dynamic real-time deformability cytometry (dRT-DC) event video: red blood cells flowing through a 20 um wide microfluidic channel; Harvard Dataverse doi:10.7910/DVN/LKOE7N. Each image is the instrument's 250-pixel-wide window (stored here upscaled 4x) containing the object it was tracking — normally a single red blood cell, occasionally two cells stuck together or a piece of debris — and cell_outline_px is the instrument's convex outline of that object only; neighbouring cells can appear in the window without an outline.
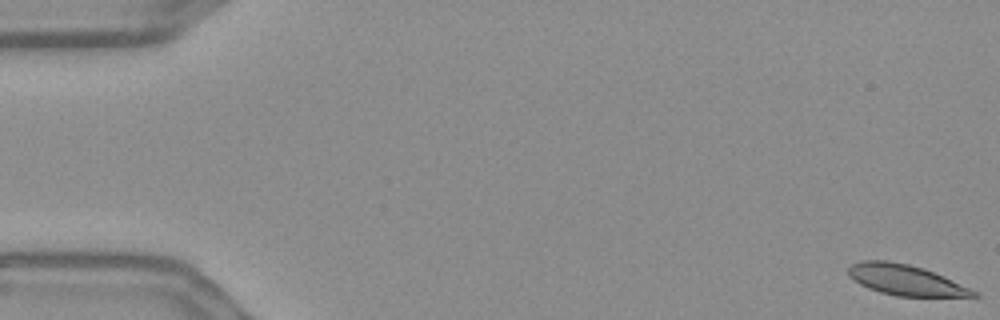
{"species": "Egyptian fruit bat (a non-hibernating species)", "species_latin": "Rousettus aegyptiacus", "temperature_condition": "warm", "stored_images_in_passage": 57, "camera_frame_rate_fps": 3000, "um_per_image_px": 0.085, "frame": {"image": 1, "passage_image": 1, "time_ms": 0.0, "image_size_px": [1000, 320], "cell_outline_px": [[980, 296], [896, 296], [880, 292], [868, 288], [860, 284], [848, 276], [848, 268], [852, 264], [860, 260], [888, 260], [908, 264], [924, 268], [944, 276], [976, 292]], "centroid_in_image_um": [76.9, 23.78], "position_along_channel_um": 8.1, "area_um2": 22.08}}
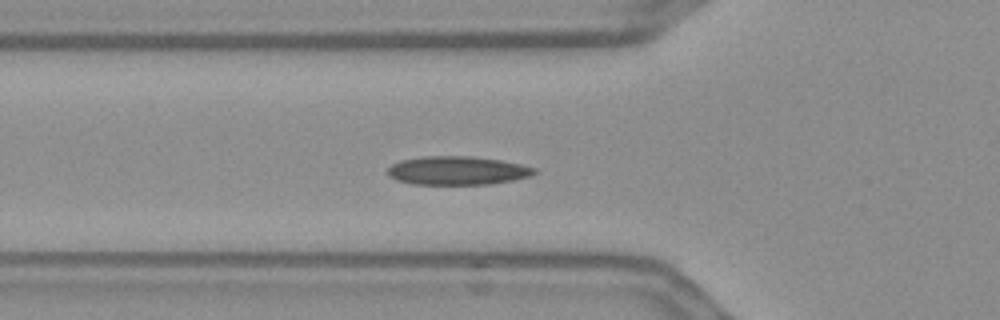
{"frame": {"image": 2, "passage_image": 20, "time_ms": 6.333, "image_size_px": [1000, 320], "cell_outline_px": [[536, 172], [532, 176], [492, 184], [412, 184], [396, 180], [388, 176], [388, 168], [392, 164], [400, 160], [424, 156], [472, 156], [500, 160], [520, 164], [536, 168]], "centroid_in_image_um": [38.87, 14.5], "position_along_channel_um": 86.9, "area_um2": 24.51}}
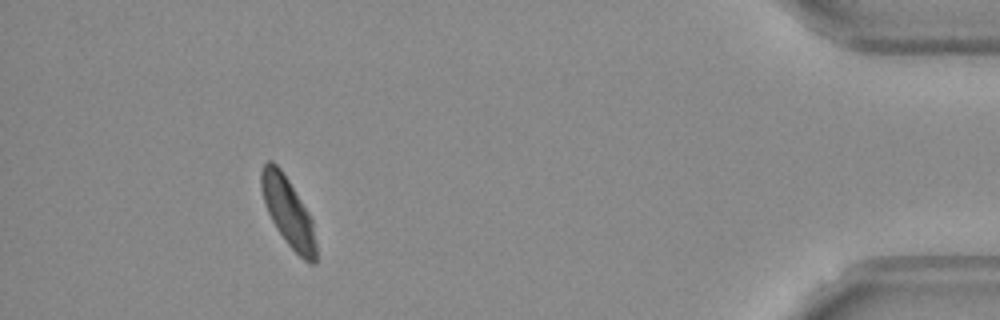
{"frame": {"image": 3, "passage_image": 52, "time_ms": 17.0, "image_size_px": [1000, 320], "cell_outline_px": [[316, 264], [312, 264], [304, 260], [284, 240], [276, 228], [268, 212], [260, 188], [260, 172], [264, 164], [268, 160], [272, 160], [280, 168], [288, 180], [308, 212], [312, 220], [316, 244]], "centroid_in_image_um": [24.48, 18.01], "position_along_channel_um": 410.7, "area_um2": 21.73}}